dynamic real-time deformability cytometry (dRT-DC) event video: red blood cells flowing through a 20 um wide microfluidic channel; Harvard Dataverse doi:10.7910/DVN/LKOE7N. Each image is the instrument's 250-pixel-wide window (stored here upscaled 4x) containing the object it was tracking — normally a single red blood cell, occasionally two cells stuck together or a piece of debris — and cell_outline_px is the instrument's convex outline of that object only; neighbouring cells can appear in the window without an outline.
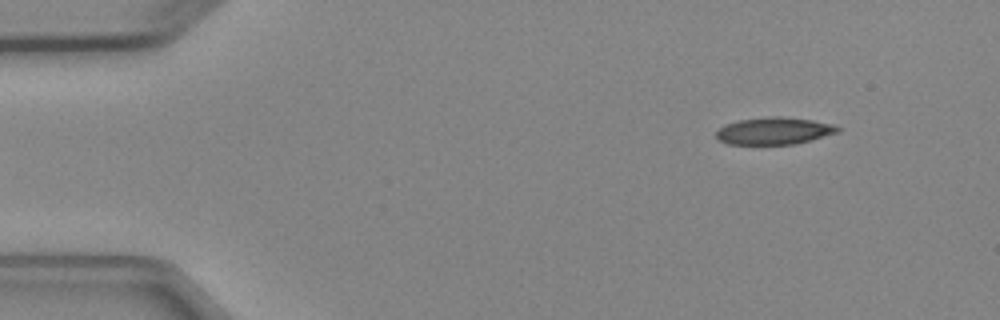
{"species": "Egyptian fruit bat (a non-hibernating species)", "species_latin": "Rousettus aegyptiacus", "temperature_condition": "cold", "stored_images_in_passage": 4, "segment_of_instrument_passage": [2, 2], "camera_frame_rate_fps": 3000, "um_per_image_px": 0.085, "animal": {"sex": "female"}, "frame": {"image": 1, "passage_image": 4, "time_ms": 3.667, "image_size_px": [1000, 320], "cell_outline_px": [[840, 132], [796, 144], [728, 144], [720, 140], [716, 136], [716, 132], [724, 124], [740, 120], [772, 116], [780, 116], [812, 120], [832, 124], [840, 128]], "centroid_in_image_um": [65.81, 11.12], "position_along_channel_um": 19.2, "area_um2": 19.13}}